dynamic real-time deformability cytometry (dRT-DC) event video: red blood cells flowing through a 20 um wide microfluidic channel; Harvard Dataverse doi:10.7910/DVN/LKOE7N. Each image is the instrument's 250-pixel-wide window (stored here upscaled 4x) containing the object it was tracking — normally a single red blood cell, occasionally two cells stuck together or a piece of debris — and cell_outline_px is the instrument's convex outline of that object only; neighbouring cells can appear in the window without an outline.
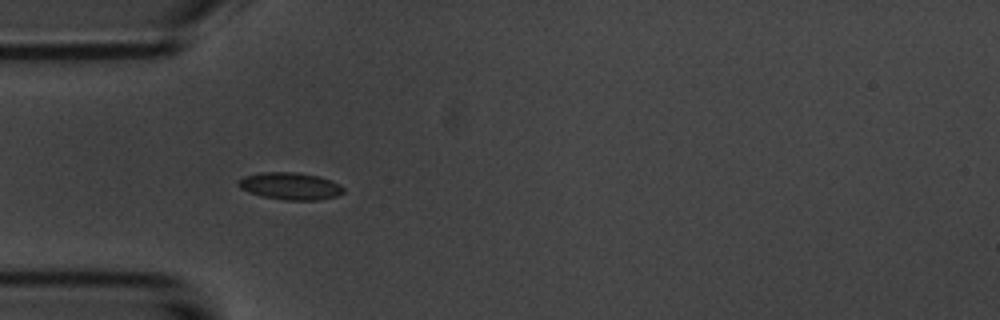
{"species": "common noctule bat (a hibernating species)", "species_latin": "Nyctalus noctula", "temperature_condition": "room temperature", "stored_images_in_passage": 6, "camera_frame_rate_fps": 3000, "um_per_image_px": 0.085, "animal": {"sex": "male", "body_mass_g": 20.1, "forearm_length_mm": 53.5}, "frame": {"image": 1, "passage_image": 6, "time_ms": 5.667, "image_size_px": [1000, 320], "cell_outline_px": [[344, 192], [336, 196], [320, 200], [284, 200], [260, 196], [248, 192], [240, 188], [236, 184], [236, 180], [244, 176], [260, 172], [296, 172], [320, 176], [332, 180], [340, 184], [344, 188]], "centroid_in_image_um": [24.65, 15.81], "position_along_channel_um": 60.3, "area_um2": 16.99}}